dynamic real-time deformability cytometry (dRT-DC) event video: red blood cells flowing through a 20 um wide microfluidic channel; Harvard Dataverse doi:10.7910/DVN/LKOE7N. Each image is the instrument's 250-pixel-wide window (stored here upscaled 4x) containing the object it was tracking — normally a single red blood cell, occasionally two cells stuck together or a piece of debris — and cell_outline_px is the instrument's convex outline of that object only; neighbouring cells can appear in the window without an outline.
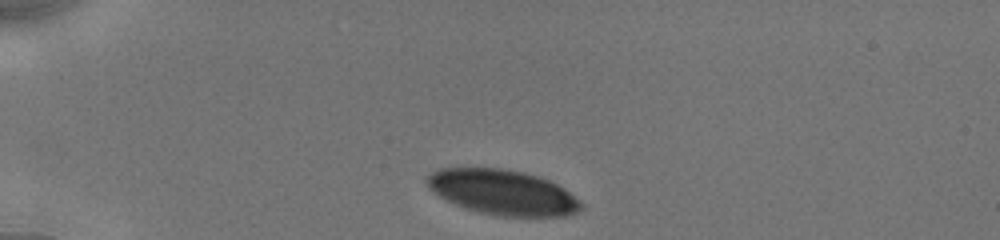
{"species": "human", "species_latin": "Homo sapiens", "temperature_condition": "cold", "stored_images_in_passage": 6, "camera_frame_rate_fps": 3000, "um_per_image_px": 0.085, "donor": {"sex": "male"}, "frame": {"image": 1, "passage_image": 1, "time_ms": 0.0, "image_size_px": [1000, 240], "cell_outline_px": [[584, 208], [576, 212], [564, 216], [504, 216], [476, 212], [464, 208], [440, 196], [424, 180], [432, 172], [440, 168], [500, 168], [524, 172], [548, 180], [556, 184], [580, 200], [584, 204]], "centroid_in_image_um": [42.75, 16.35], "position_along_channel_um": 42.2, "area_um2": 40.11}}